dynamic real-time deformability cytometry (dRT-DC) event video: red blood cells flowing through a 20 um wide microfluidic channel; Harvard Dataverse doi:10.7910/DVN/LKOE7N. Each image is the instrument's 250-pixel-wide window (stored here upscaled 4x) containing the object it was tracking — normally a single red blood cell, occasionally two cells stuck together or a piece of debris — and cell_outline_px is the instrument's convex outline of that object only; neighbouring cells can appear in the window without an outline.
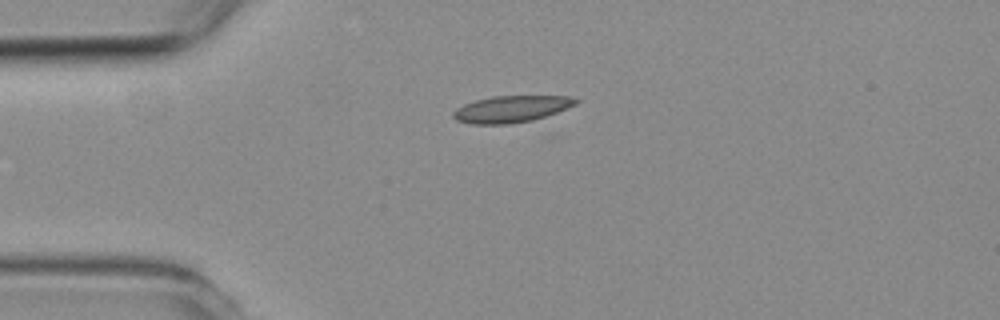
{"species": "common noctule bat (a hibernating species)", "species_latin": "Nyctalus noctula", "temperature_condition": "room temperature", "stored_images_in_passage": 3, "camera_frame_rate_fps": 3000, "um_per_image_px": 0.085, "animal": {"sex": "female", "body_mass_g": 19.3, "forearm_length_mm": 54.1}, "frame": {"image": 1, "passage_image": 1, "time_ms": 0.0, "image_size_px": [1000, 320], "cell_outline_px": [[580, 100], [576, 104], [556, 112], [532, 120], [508, 124], [472, 124], [456, 120], [452, 116], [452, 112], [456, 108], [464, 104], [476, 100], [492, 96], [568, 96]], "centroid_in_image_um": [43.42, 9.26], "position_along_channel_um": 41.6, "area_um2": 18.9}}
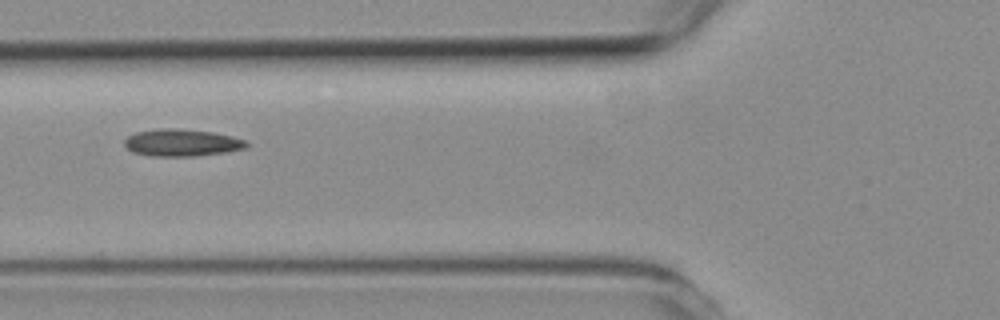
{"frame": {"image": 2, "passage_image": 3, "time_ms": 2.333, "image_size_px": [1000, 320], "cell_outline_px": [[248, 144], [244, 148], [224, 152], [196, 156], [152, 156], [132, 152], [124, 144], [124, 140], [128, 136], [136, 132], [156, 128], [176, 128], [212, 132], [232, 136], [244, 140]], "centroid_in_image_um": [15.41, 12.12], "position_along_channel_um": 110.4, "area_um2": 19.19}}